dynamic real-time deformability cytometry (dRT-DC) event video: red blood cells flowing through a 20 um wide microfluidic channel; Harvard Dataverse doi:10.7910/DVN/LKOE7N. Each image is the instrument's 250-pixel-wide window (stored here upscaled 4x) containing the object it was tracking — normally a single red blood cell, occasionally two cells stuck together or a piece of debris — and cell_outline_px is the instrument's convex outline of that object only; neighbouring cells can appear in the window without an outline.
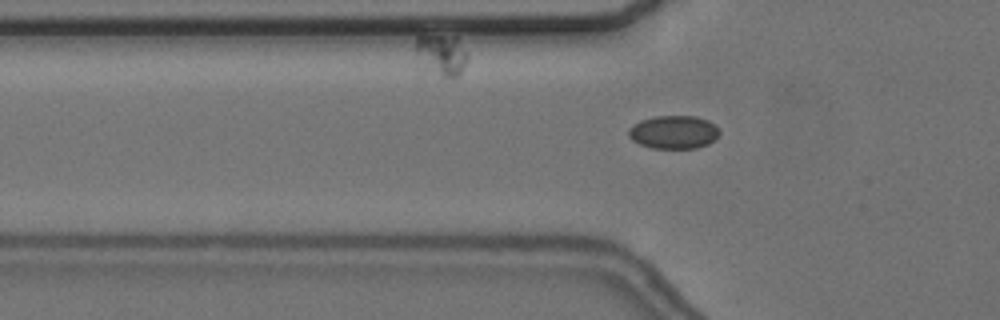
{"species": "common noctule bat (a hibernating species)", "species_latin": "Nyctalus noctula", "temperature_condition": "cold", "stored_images_in_passage": 51, "segment_of_instrument_passage": [1, 2], "camera_frame_rate_fps": 3000, "um_per_image_px": 0.085, "animal": {"sex": "female", "body_mass_g": 24.6, "forearm_length_mm": 56.2}, "frame": {"image": 1, "passage_image": 12, "time_ms": 3.667, "image_size_px": [1000, 320], "cell_outline_px": [[720, 132], [708, 144], [696, 148], [652, 148], [640, 144], [632, 140], [628, 136], [628, 128], [632, 124], [640, 120], [656, 116], [696, 116], [708, 120]], "centroid_in_image_um": [57.2, 11.22], "position_along_channel_um": 68.6, "area_um2": 17.51}}
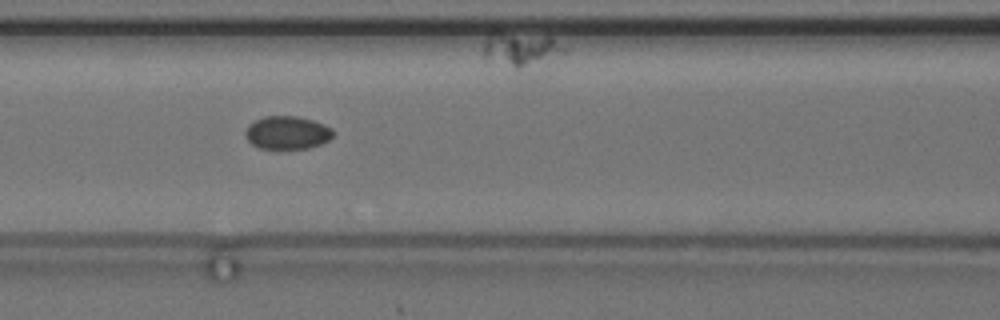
{"frame": {"image": 2, "passage_image": 18, "time_ms": 5.667, "image_size_px": [1000, 320], "cell_outline_px": [[336, 132], [328, 140], [320, 144], [308, 148], [260, 148], [252, 144], [248, 140], [244, 132], [248, 124], [264, 116], [300, 116], [324, 124], [332, 128]], "centroid_in_image_um": [24.42, 11.26], "position_along_channel_um": 142.2, "area_um2": 16.94}}
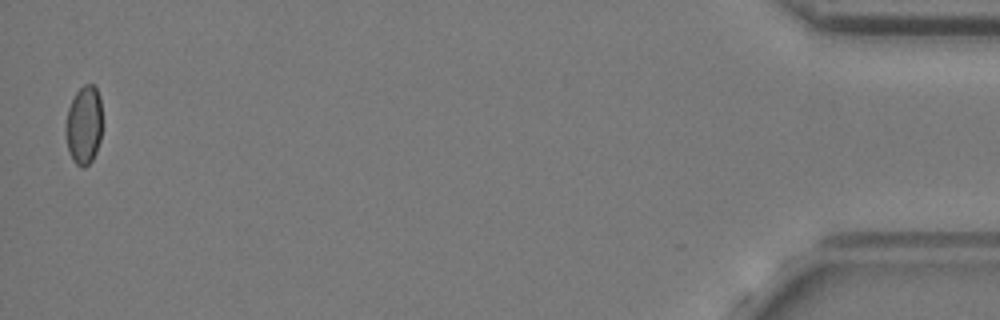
{"frame": {"image": 3, "passage_image": 49, "time_ms": 16.0, "image_size_px": [1000, 320], "cell_outline_px": [[100, 140], [96, 152], [92, 160], [84, 168], [80, 168], [72, 160], [68, 152], [64, 132], [64, 124], [68, 108], [76, 92], [84, 84], [92, 84], [96, 88], [100, 96]], "centroid_in_image_um": [7.09, 10.66], "position_along_channel_um": 428.1, "area_um2": 16.94}}